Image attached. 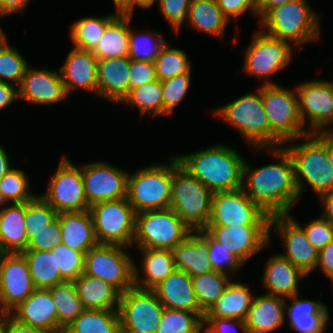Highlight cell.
I'll list each match as a JSON object with an SVG mask.
<instances>
[{"label":"cell","mask_w":333,"mask_h":333,"mask_svg":"<svg viewBox=\"0 0 333 333\" xmlns=\"http://www.w3.org/2000/svg\"><path fill=\"white\" fill-rule=\"evenodd\" d=\"M267 150L280 161L252 169L245 160L242 189L269 216L289 214L299 199L292 158L283 147Z\"/></svg>","instance_id":"cell-1"},{"label":"cell","mask_w":333,"mask_h":333,"mask_svg":"<svg viewBox=\"0 0 333 333\" xmlns=\"http://www.w3.org/2000/svg\"><path fill=\"white\" fill-rule=\"evenodd\" d=\"M175 157L184 169L213 193L242 188L245 160L229 146L218 143L205 150Z\"/></svg>","instance_id":"cell-2"},{"label":"cell","mask_w":333,"mask_h":333,"mask_svg":"<svg viewBox=\"0 0 333 333\" xmlns=\"http://www.w3.org/2000/svg\"><path fill=\"white\" fill-rule=\"evenodd\" d=\"M257 91L215 109L214 113L237 129L250 146L261 150L282 147L284 143L270 128L262 101V85Z\"/></svg>","instance_id":"cell-3"},{"label":"cell","mask_w":333,"mask_h":333,"mask_svg":"<svg viewBox=\"0 0 333 333\" xmlns=\"http://www.w3.org/2000/svg\"><path fill=\"white\" fill-rule=\"evenodd\" d=\"M213 192L191 175L173 157L170 208L192 230H204L208 226Z\"/></svg>","instance_id":"cell-4"},{"label":"cell","mask_w":333,"mask_h":333,"mask_svg":"<svg viewBox=\"0 0 333 333\" xmlns=\"http://www.w3.org/2000/svg\"><path fill=\"white\" fill-rule=\"evenodd\" d=\"M261 27L267 35L301 47L304 43L319 39V16L307 0H292L270 9L261 19Z\"/></svg>","instance_id":"cell-5"},{"label":"cell","mask_w":333,"mask_h":333,"mask_svg":"<svg viewBox=\"0 0 333 333\" xmlns=\"http://www.w3.org/2000/svg\"><path fill=\"white\" fill-rule=\"evenodd\" d=\"M301 139H305V142L284 147L294 164L299 196L305 187L304 181L318 197L333 191V166L330 164L325 145L313 133Z\"/></svg>","instance_id":"cell-6"},{"label":"cell","mask_w":333,"mask_h":333,"mask_svg":"<svg viewBox=\"0 0 333 333\" xmlns=\"http://www.w3.org/2000/svg\"><path fill=\"white\" fill-rule=\"evenodd\" d=\"M173 156L167 164H153L128 174L127 200L135 212L170 207Z\"/></svg>","instance_id":"cell-7"},{"label":"cell","mask_w":333,"mask_h":333,"mask_svg":"<svg viewBox=\"0 0 333 333\" xmlns=\"http://www.w3.org/2000/svg\"><path fill=\"white\" fill-rule=\"evenodd\" d=\"M191 231L170 207L138 212L133 246L172 250L184 242Z\"/></svg>","instance_id":"cell-8"},{"label":"cell","mask_w":333,"mask_h":333,"mask_svg":"<svg viewBox=\"0 0 333 333\" xmlns=\"http://www.w3.org/2000/svg\"><path fill=\"white\" fill-rule=\"evenodd\" d=\"M262 101L271 131L283 143L292 144L310 134L300 118L296 89L262 85Z\"/></svg>","instance_id":"cell-9"},{"label":"cell","mask_w":333,"mask_h":333,"mask_svg":"<svg viewBox=\"0 0 333 333\" xmlns=\"http://www.w3.org/2000/svg\"><path fill=\"white\" fill-rule=\"evenodd\" d=\"M89 211L99 244L133 246L136 212L127 197L95 203Z\"/></svg>","instance_id":"cell-10"},{"label":"cell","mask_w":333,"mask_h":333,"mask_svg":"<svg viewBox=\"0 0 333 333\" xmlns=\"http://www.w3.org/2000/svg\"><path fill=\"white\" fill-rule=\"evenodd\" d=\"M127 247L98 244L85 254L84 273L111 284L121 294L134 286V266Z\"/></svg>","instance_id":"cell-11"},{"label":"cell","mask_w":333,"mask_h":333,"mask_svg":"<svg viewBox=\"0 0 333 333\" xmlns=\"http://www.w3.org/2000/svg\"><path fill=\"white\" fill-rule=\"evenodd\" d=\"M269 220L242 188L213 193L208 226H269Z\"/></svg>","instance_id":"cell-12"},{"label":"cell","mask_w":333,"mask_h":333,"mask_svg":"<svg viewBox=\"0 0 333 333\" xmlns=\"http://www.w3.org/2000/svg\"><path fill=\"white\" fill-rule=\"evenodd\" d=\"M245 51L244 71L264 80L263 85H276L268 77L283 70L292 59V47L287 41L267 35L263 30L253 34Z\"/></svg>","instance_id":"cell-13"},{"label":"cell","mask_w":333,"mask_h":333,"mask_svg":"<svg viewBox=\"0 0 333 333\" xmlns=\"http://www.w3.org/2000/svg\"><path fill=\"white\" fill-rule=\"evenodd\" d=\"M164 306L153 290L133 286L120 295V330L131 333H156Z\"/></svg>","instance_id":"cell-14"},{"label":"cell","mask_w":333,"mask_h":333,"mask_svg":"<svg viewBox=\"0 0 333 333\" xmlns=\"http://www.w3.org/2000/svg\"><path fill=\"white\" fill-rule=\"evenodd\" d=\"M54 210L60 213L89 210L81 167H77L63 155L47 191L41 196Z\"/></svg>","instance_id":"cell-15"},{"label":"cell","mask_w":333,"mask_h":333,"mask_svg":"<svg viewBox=\"0 0 333 333\" xmlns=\"http://www.w3.org/2000/svg\"><path fill=\"white\" fill-rule=\"evenodd\" d=\"M299 114L308 132L329 129L333 123V81L312 80L297 85Z\"/></svg>","instance_id":"cell-16"},{"label":"cell","mask_w":333,"mask_h":333,"mask_svg":"<svg viewBox=\"0 0 333 333\" xmlns=\"http://www.w3.org/2000/svg\"><path fill=\"white\" fill-rule=\"evenodd\" d=\"M277 230L281 244L285 248L286 258L294 266L300 269L305 275H309L316 269L319 252L307 240L306 234L295 218L290 214L270 216L269 229Z\"/></svg>","instance_id":"cell-17"},{"label":"cell","mask_w":333,"mask_h":333,"mask_svg":"<svg viewBox=\"0 0 333 333\" xmlns=\"http://www.w3.org/2000/svg\"><path fill=\"white\" fill-rule=\"evenodd\" d=\"M29 266L22 253L0 257V314H8L34 290Z\"/></svg>","instance_id":"cell-18"},{"label":"cell","mask_w":333,"mask_h":333,"mask_svg":"<svg viewBox=\"0 0 333 333\" xmlns=\"http://www.w3.org/2000/svg\"><path fill=\"white\" fill-rule=\"evenodd\" d=\"M88 205L127 197L128 173L105 162H92L81 167Z\"/></svg>","instance_id":"cell-19"},{"label":"cell","mask_w":333,"mask_h":333,"mask_svg":"<svg viewBox=\"0 0 333 333\" xmlns=\"http://www.w3.org/2000/svg\"><path fill=\"white\" fill-rule=\"evenodd\" d=\"M204 230L243 265L271 240L269 226H207Z\"/></svg>","instance_id":"cell-20"},{"label":"cell","mask_w":333,"mask_h":333,"mask_svg":"<svg viewBox=\"0 0 333 333\" xmlns=\"http://www.w3.org/2000/svg\"><path fill=\"white\" fill-rule=\"evenodd\" d=\"M18 89V98L31 104H58L68 96L57 71L27 67Z\"/></svg>","instance_id":"cell-21"},{"label":"cell","mask_w":333,"mask_h":333,"mask_svg":"<svg viewBox=\"0 0 333 333\" xmlns=\"http://www.w3.org/2000/svg\"><path fill=\"white\" fill-rule=\"evenodd\" d=\"M8 314L21 324L47 333H58L56 304L47 289H35Z\"/></svg>","instance_id":"cell-22"},{"label":"cell","mask_w":333,"mask_h":333,"mask_svg":"<svg viewBox=\"0 0 333 333\" xmlns=\"http://www.w3.org/2000/svg\"><path fill=\"white\" fill-rule=\"evenodd\" d=\"M98 59L91 50L73 47L59 68L67 96L75 87L96 92Z\"/></svg>","instance_id":"cell-23"},{"label":"cell","mask_w":333,"mask_h":333,"mask_svg":"<svg viewBox=\"0 0 333 333\" xmlns=\"http://www.w3.org/2000/svg\"><path fill=\"white\" fill-rule=\"evenodd\" d=\"M129 56L98 60L97 95L119 104L129 93Z\"/></svg>","instance_id":"cell-24"},{"label":"cell","mask_w":333,"mask_h":333,"mask_svg":"<svg viewBox=\"0 0 333 333\" xmlns=\"http://www.w3.org/2000/svg\"><path fill=\"white\" fill-rule=\"evenodd\" d=\"M153 291L165 308L205 313L197 302L192 278L184 271L175 269Z\"/></svg>","instance_id":"cell-25"},{"label":"cell","mask_w":333,"mask_h":333,"mask_svg":"<svg viewBox=\"0 0 333 333\" xmlns=\"http://www.w3.org/2000/svg\"><path fill=\"white\" fill-rule=\"evenodd\" d=\"M172 253L175 268L191 277L213 271L205 230L191 231L184 242L172 249Z\"/></svg>","instance_id":"cell-26"},{"label":"cell","mask_w":333,"mask_h":333,"mask_svg":"<svg viewBox=\"0 0 333 333\" xmlns=\"http://www.w3.org/2000/svg\"><path fill=\"white\" fill-rule=\"evenodd\" d=\"M305 275L280 254L272 255L265 265L262 284L268 295L290 298L298 294V281Z\"/></svg>","instance_id":"cell-27"},{"label":"cell","mask_w":333,"mask_h":333,"mask_svg":"<svg viewBox=\"0 0 333 333\" xmlns=\"http://www.w3.org/2000/svg\"><path fill=\"white\" fill-rule=\"evenodd\" d=\"M285 311L289 316V328L298 333H324L328 324L329 312L326 304L308 299H299L298 294L287 298Z\"/></svg>","instance_id":"cell-28"},{"label":"cell","mask_w":333,"mask_h":333,"mask_svg":"<svg viewBox=\"0 0 333 333\" xmlns=\"http://www.w3.org/2000/svg\"><path fill=\"white\" fill-rule=\"evenodd\" d=\"M285 299L273 295L254 296L245 318L248 333H269L285 321Z\"/></svg>","instance_id":"cell-29"},{"label":"cell","mask_w":333,"mask_h":333,"mask_svg":"<svg viewBox=\"0 0 333 333\" xmlns=\"http://www.w3.org/2000/svg\"><path fill=\"white\" fill-rule=\"evenodd\" d=\"M57 217L60 222L62 243L67 247L86 254L99 244L89 210L60 213Z\"/></svg>","instance_id":"cell-30"},{"label":"cell","mask_w":333,"mask_h":333,"mask_svg":"<svg viewBox=\"0 0 333 333\" xmlns=\"http://www.w3.org/2000/svg\"><path fill=\"white\" fill-rule=\"evenodd\" d=\"M25 212L26 202L12 203L0 211V249L3 253H23L26 250Z\"/></svg>","instance_id":"cell-31"},{"label":"cell","mask_w":333,"mask_h":333,"mask_svg":"<svg viewBox=\"0 0 333 333\" xmlns=\"http://www.w3.org/2000/svg\"><path fill=\"white\" fill-rule=\"evenodd\" d=\"M139 250L143 256L141 262L145 276L140 277L137 266H134V286L145 290H153L176 269L172 250L153 248H141Z\"/></svg>","instance_id":"cell-32"},{"label":"cell","mask_w":333,"mask_h":333,"mask_svg":"<svg viewBox=\"0 0 333 333\" xmlns=\"http://www.w3.org/2000/svg\"><path fill=\"white\" fill-rule=\"evenodd\" d=\"M74 283L84 309L118 310L121 293L111 284L85 273Z\"/></svg>","instance_id":"cell-33"},{"label":"cell","mask_w":333,"mask_h":333,"mask_svg":"<svg viewBox=\"0 0 333 333\" xmlns=\"http://www.w3.org/2000/svg\"><path fill=\"white\" fill-rule=\"evenodd\" d=\"M131 14L119 12L106 26L102 38L92 50L98 60L129 56Z\"/></svg>","instance_id":"cell-34"},{"label":"cell","mask_w":333,"mask_h":333,"mask_svg":"<svg viewBox=\"0 0 333 333\" xmlns=\"http://www.w3.org/2000/svg\"><path fill=\"white\" fill-rule=\"evenodd\" d=\"M248 288L231 280L224 293L204 313L203 318H232L244 321L254 299Z\"/></svg>","instance_id":"cell-35"},{"label":"cell","mask_w":333,"mask_h":333,"mask_svg":"<svg viewBox=\"0 0 333 333\" xmlns=\"http://www.w3.org/2000/svg\"><path fill=\"white\" fill-rule=\"evenodd\" d=\"M186 21L198 31L221 38L229 23L216 0H191Z\"/></svg>","instance_id":"cell-36"},{"label":"cell","mask_w":333,"mask_h":333,"mask_svg":"<svg viewBox=\"0 0 333 333\" xmlns=\"http://www.w3.org/2000/svg\"><path fill=\"white\" fill-rule=\"evenodd\" d=\"M118 310L84 309L63 333H119Z\"/></svg>","instance_id":"cell-37"},{"label":"cell","mask_w":333,"mask_h":333,"mask_svg":"<svg viewBox=\"0 0 333 333\" xmlns=\"http://www.w3.org/2000/svg\"><path fill=\"white\" fill-rule=\"evenodd\" d=\"M47 290L56 304L58 333H63L64 328L84 311L77 288L73 281H64Z\"/></svg>","instance_id":"cell-38"},{"label":"cell","mask_w":333,"mask_h":333,"mask_svg":"<svg viewBox=\"0 0 333 333\" xmlns=\"http://www.w3.org/2000/svg\"><path fill=\"white\" fill-rule=\"evenodd\" d=\"M32 281L36 289H48L64 282L56 268L55 254L51 251H24Z\"/></svg>","instance_id":"cell-39"},{"label":"cell","mask_w":333,"mask_h":333,"mask_svg":"<svg viewBox=\"0 0 333 333\" xmlns=\"http://www.w3.org/2000/svg\"><path fill=\"white\" fill-rule=\"evenodd\" d=\"M105 17H85L75 21L70 25V38L74 42V47L83 50H93L105 31L107 24L119 13Z\"/></svg>","instance_id":"cell-40"},{"label":"cell","mask_w":333,"mask_h":333,"mask_svg":"<svg viewBox=\"0 0 333 333\" xmlns=\"http://www.w3.org/2000/svg\"><path fill=\"white\" fill-rule=\"evenodd\" d=\"M191 278L197 302L204 312L218 300L231 282L228 274L214 270Z\"/></svg>","instance_id":"cell-41"},{"label":"cell","mask_w":333,"mask_h":333,"mask_svg":"<svg viewBox=\"0 0 333 333\" xmlns=\"http://www.w3.org/2000/svg\"><path fill=\"white\" fill-rule=\"evenodd\" d=\"M121 102L137 107L142 115L150 114L154 117L163 114L161 81L157 79L131 89Z\"/></svg>","instance_id":"cell-42"},{"label":"cell","mask_w":333,"mask_h":333,"mask_svg":"<svg viewBox=\"0 0 333 333\" xmlns=\"http://www.w3.org/2000/svg\"><path fill=\"white\" fill-rule=\"evenodd\" d=\"M204 313L165 308L156 333H203Z\"/></svg>","instance_id":"cell-43"},{"label":"cell","mask_w":333,"mask_h":333,"mask_svg":"<svg viewBox=\"0 0 333 333\" xmlns=\"http://www.w3.org/2000/svg\"><path fill=\"white\" fill-rule=\"evenodd\" d=\"M156 77L163 81L191 70L186 52L178 48H169L167 42L154 60Z\"/></svg>","instance_id":"cell-44"},{"label":"cell","mask_w":333,"mask_h":333,"mask_svg":"<svg viewBox=\"0 0 333 333\" xmlns=\"http://www.w3.org/2000/svg\"><path fill=\"white\" fill-rule=\"evenodd\" d=\"M165 43L164 37L159 32L147 31L136 35L130 29L129 57L133 60L154 62Z\"/></svg>","instance_id":"cell-45"},{"label":"cell","mask_w":333,"mask_h":333,"mask_svg":"<svg viewBox=\"0 0 333 333\" xmlns=\"http://www.w3.org/2000/svg\"><path fill=\"white\" fill-rule=\"evenodd\" d=\"M8 45L6 39L0 46V81L18 88L29 65L17 48Z\"/></svg>","instance_id":"cell-46"},{"label":"cell","mask_w":333,"mask_h":333,"mask_svg":"<svg viewBox=\"0 0 333 333\" xmlns=\"http://www.w3.org/2000/svg\"><path fill=\"white\" fill-rule=\"evenodd\" d=\"M29 180L24 171L13 168L0 179V195L5 203H24L36 195L28 192Z\"/></svg>","instance_id":"cell-47"},{"label":"cell","mask_w":333,"mask_h":333,"mask_svg":"<svg viewBox=\"0 0 333 333\" xmlns=\"http://www.w3.org/2000/svg\"><path fill=\"white\" fill-rule=\"evenodd\" d=\"M58 216L54 210L42 197L35 196L26 202L25 223L26 236L30 240V232H39L48 227Z\"/></svg>","instance_id":"cell-48"},{"label":"cell","mask_w":333,"mask_h":333,"mask_svg":"<svg viewBox=\"0 0 333 333\" xmlns=\"http://www.w3.org/2000/svg\"><path fill=\"white\" fill-rule=\"evenodd\" d=\"M51 252L55 254L56 268L64 281H75L84 273L85 254L73 250L65 244L56 245Z\"/></svg>","instance_id":"cell-49"},{"label":"cell","mask_w":333,"mask_h":333,"mask_svg":"<svg viewBox=\"0 0 333 333\" xmlns=\"http://www.w3.org/2000/svg\"><path fill=\"white\" fill-rule=\"evenodd\" d=\"M191 80V70L188 73L161 81L163 97V115L172 114L174 108L184 99Z\"/></svg>","instance_id":"cell-50"},{"label":"cell","mask_w":333,"mask_h":333,"mask_svg":"<svg viewBox=\"0 0 333 333\" xmlns=\"http://www.w3.org/2000/svg\"><path fill=\"white\" fill-rule=\"evenodd\" d=\"M208 257L214 271L223 273L235 272L243 266V264L223 245L214 240L208 234Z\"/></svg>","instance_id":"cell-51"},{"label":"cell","mask_w":333,"mask_h":333,"mask_svg":"<svg viewBox=\"0 0 333 333\" xmlns=\"http://www.w3.org/2000/svg\"><path fill=\"white\" fill-rule=\"evenodd\" d=\"M62 243L61 228L58 217L39 232H30V240L25 251H51Z\"/></svg>","instance_id":"cell-52"},{"label":"cell","mask_w":333,"mask_h":333,"mask_svg":"<svg viewBox=\"0 0 333 333\" xmlns=\"http://www.w3.org/2000/svg\"><path fill=\"white\" fill-rule=\"evenodd\" d=\"M302 228L306 234L307 240L318 252L333 240V226L322 216L312 220L305 228Z\"/></svg>","instance_id":"cell-53"},{"label":"cell","mask_w":333,"mask_h":333,"mask_svg":"<svg viewBox=\"0 0 333 333\" xmlns=\"http://www.w3.org/2000/svg\"><path fill=\"white\" fill-rule=\"evenodd\" d=\"M162 15L178 33L179 28L187 20L191 0H158Z\"/></svg>","instance_id":"cell-54"},{"label":"cell","mask_w":333,"mask_h":333,"mask_svg":"<svg viewBox=\"0 0 333 333\" xmlns=\"http://www.w3.org/2000/svg\"><path fill=\"white\" fill-rule=\"evenodd\" d=\"M155 80L157 77L154 62L131 59L129 91Z\"/></svg>","instance_id":"cell-55"},{"label":"cell","mask_w":333,"mask_h":333,"mask_svg":"<svg viewBox=\"0 0 333 333\" xmlns=\"http://www.w3.org/2000/svg\"><path fill=\"white\" fill-rule=\"evenodd\" d=\"M203 325V333H234L237 326L243 333H248L245 321L239 319L203 318Z\"/></svg>","instance_id":"cell-56"},{"label":"cell","mask_w":333,"mask_h":333,"mask_svg":"<svg viewBox=\"0 0 333 333\" xmlns=\"http://www.w3.org/2000/svg\"><path fill=\"white\" fill-rule=\"evenodd\" d=\"M216 3L229 22L247 10L258 16L257 0H216Z\"/></svg>","instance_id":"cell-57"},{"label":"cell","mask_w":333,"mask_h":333,"mask_svg":"<svg viewBox=\"0 0 333 333\" xmlns=\"http://www.w3.org/2000/svg\"><path fill=\"white\" fill-rule=\"evenodd\" d=\"M318 267L333 282V240L319 251L316 268Z\"/></svg>","instance_id":"cell-58"},{"label":"cell","mask_w":333,"mask_h":333,"mask_svg":"<svg viewBox=\"0 0 333 333\" xmlns=\"http://www.w3.org/2000/svg\"><path fill=\"white\" fill-rule=\"evenodd\" d=\"M0 320L4 324L5 333H47L43 330L21 324L9 314H0Z\"/></svg>","instance_id":"cell-59"},{"label":"cell","mask_w":333,"mask_h":333,"mask_svg":"<svg viewBox=\"0 0 333 333\" xmlns=\"http://www.w3.org/2000/svg\"><path fill=\"white\" fill-rule=\"evenodd\" d=\"M18 98V89L12 84L0 81V110Z\"/></svg>","instance_id":"cell-60"},{"label":"cell","mask_w":333,"mask_h":333,"mask_svg":"<svg viewBox=\"0 0 333 333\" xmlns=\"http://www.w3.org/2000/svg\"><path fill=\"white\" fill-rule=\"evenodd\" d=\"M30 0H0V17L22 11Z\"/></svg>","instance_id":"cell-61"},{"label":"cell","mask_w":333,"mask_h":333,"mask_svg":"<svg viewBox=\"0 0 333 333\" xmlns=\"http://www.w3.org/2000/svg\"><path fill=\"white\" fill-rule=\"evenodd\" d=\"M313 134L325 145L330 164L333 166V133L324 129Z\"/></svg>","instance_id":"cell-62"},{"label":"cell","mask_w":333,"mask_h":333,"mask_svg":"<svg viewBox=\"0 0 333 333\" xmlns=\"http://www.w3.org/2000/svg\"><path fill=\"white\" fill-rule=\"evenodd\" d=\"M319 198L325 208L321 216L333 226V191L321 194Z\"/></svg>","instance_id":"cell-63"},{"label":"cell","mask_w":333,"mask_h":333,"mask_svg":"<svg viewBox=\"0 0 333 333\" xmlns=\"http://www.w3.org/2000/svg\"><path fill=\"white\" fill-rule=\"evenodd\" d=\"M292 0H257V13L261 19L270 9L284 5Z\"/></svg>","instance_id":"cell-64"},{"label":"cell","mask_w":333,"mask_h":333,"mask_svg":"<svg viewBox=\"0 0 333 333\" xmlns=\"http://www.w3.org/2000/svg\"><path fill=\"white\" fill-rule=\"evenodd\" d=\"M155 1L158 2V0H130L120 12L133 15L134 7L136 5L143 9H148Z\"/></svg>","instance_id":"cell-65"},{"label":"cell","mask_w":333,"mask_h":333,"mask_svg":"<svg viewBox=\"0 0 333 333\" xmlns=\"http://www.w3.org/2000/svg\"><path fill=\"white\" fill-rule=\"evenodd\" d=\"M10 165L8 155L3 146L0 145V179L13 169Z\"/></svg>","instance_id":"cell-66"},{"label":"cell","mask_w":333,"mask_h":333,"mask_svg":"<svg viewBox=\"0 0 333 333\" xmlns=\"http://www.w3.org/2000/svg\"><path fill=\"white\" fill-rule=\"evenodd\" d=\"M7 39L5 32L0 28V46L4 43Z\"/></svg>","instance_id":"cell-67"},{"label":"cell","mask_w":333,"mask_h":333,"mask_svg":"<svg viewBox=\"0 0 333 333\" xmlns=\"http://www.w3.org/2000/svg\"><path fill=\"white\" fill-rule=\"evenodd\" d=\"M0 333H5L4 331V324L3 322L0 320Z\"/></svg>","instance_id":"cell-68"},{"label":"cell","mask_w":333,"mask_h":333,"mask_svg":"<svg viewBox=\"0 0 333 333\" xmlns=\"http://www.w3.org/2000/svg\"><path fill=\"white\" fill-rule=\"evenodd\" d=\"M5 204L4 199L2 198V196L0 195V207ZM3 207L0 208V211L2 210Z\"/></svg>","instance_id":"cell-69"},{"label":"cell","mask_w":333,"mask_h":333,"mask_svg":"<svg viewBox=\"0 0 333 333\" xmlns=\"http://www.w3.org/2000/svg\"><path fill=\"white\" fill-rule=\"evenodd\" d=\"M119 333H131V332H128V331H125V330H119Z\"/></svg>","instance_id":"cell-70"},{"label":"cell","mask_w":333,"mask_h":333,"mask_svg":"<svg viewBox=\"0 0 333 333\" xmlns=\"http://www.w3.org/2000/svg\"><path fill=\"white\" fill-rule=\"evenodd\" d=\"M329 130L333 133V129H332V127L330 126V128H329Z\"/></svg>","instance_id":"cell-71"}]
</instances>
